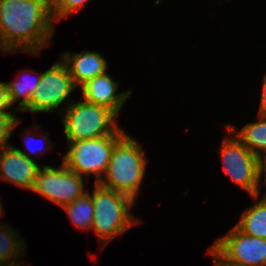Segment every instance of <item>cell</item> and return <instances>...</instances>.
Returning <instances> with one entry per match:
<instances>
[{"label": "cell", "mask_w": 266, "mask_h": 266, "mask_svg": "<svg viewBox=\"0 0 266 266\" xmlns=\"http://www.w3.org/2000/svg\"><path fill=\"white\" fill-rule=\"evenodd\" d=\"M262 95L260 102L259 114H266V74L264 75V79L262 82Z\"/></svg>", "instance_id": "cell-22"}, {"label": "cell", "mask_w": 266, "mask_h": 266, "mask_svg": "<svg viewBox=\"0 0 266 266\" xmlns=\"http://www.w3.org/2000/svg\"><path fill=\"white\" fill-rule=\"evenodd\" d=\"M3 206H2V204H1V201H0V217L3 215Z\"/></svg>", "instance_id": "cell-25"}, {"label": "cell", "mask_w": 266, "mask_h": 266, "mask_svg": "<svg viewBox=\"0 0 266 266\" xmlns=\"http://www.w3.org/2000/svg\"><path fill=\"white\" fill-rule=\"evenodd\" d=\"M66 103L62 119L67 142L113 135L119 129L116 115L106 107L85 100L75 103L68 100Z\"/></svg>", "instance_id": "cell-4"}, {"label": "cell", "mask_w": 266, "mask_h": 266, "mask_svg": "<svg viewBox=\"0 0 266 266\" xmlns=\"http://www.w3.org/2000/svg\"><path fill=\"white\" fill-rule=\"evenodd\" d=\"M89 0H50V10L54 21L74 14Z\"/></svg>", "instance_id": "cell-18"}, {"label": "cell", "mask_w": 266, "mask_h": 266, "mask_svg": "<svg viewBox=\"0 0 266 266\" xmlns=\"http://www.w3.org/2000/svg\"><path fill=\"white\" fill-rule=\"evenodd\" d=\"M39 168L34 158L21 149L12 145L0 148V179L31 190Z\"/></svg>", "instance_id": "cell-10"}, {"label": "cell", "mask_w": 266, "mask_h": 266, "mask_svg": "<svg viewBox=\"0 0 266 266\" xmlns=\"http://www.w3.org/2000/svg\"><path fill=\"white\" fill-rule=\"evenodd\" d=\"M61 164L60 168L50 165L39 168L30 191L62 207L85 192L83 176L71 171L63 162Z\"/></svg>", "instance_id": "cell-8"}, {"label": "cell", "mask_w": 266, "mask_h": 266, "mask_svg": "<svg viewBox=\"0 0 266 266\" xmlns=\"http://www.w3.org/2000/svg\"><path fill=\"white\" fill-rule=\"evenodd\" d=\"M220 154L227 175L255 200L260 195L259 158L252 154L236 136H225Z\"/></svg>", "instance_id": "cell-6"}, {"label": "cell", "mask_w": 266, "mask_h": 266, "mask_svg": "<svg viewBox=\"0 0 266 266\" xmlns=\"http://www.w3.org/2000/svg\"><path fill=\"white\" fill-rule=\"evenodd\" d=\"M76 88L65 64L59 59L45 72L41 73L38 87L32 95L30 104L22 112H51L63 104Z\"/></svg>", "instance_id": "cell-9"}, {"label": "cell", "mask_w": 266, "mask_h": 266, "mask_svg": "<svg viewBox=\"0 0 266 266\" xmlns=\"http://www.w3.org/2000/svg\"><path fill=\"white\" fill-rule=\"evenodd\" d=\"M11 107L7 85L4 82H0V113H12L11 111L7 112V110Z\"/></svg>", "instance_id": "cell-20"}, {"label": "cell", "mask_w": 266, "mask_h": 266, "mask_svg": "<svg viewBox=\"0 0 266 266\" xmlns=\"http://www.w3.org/2000/svg\"><path fill=\"white\" fill-rule=\"evenodd\" d=\"M18 124L19 120L16 115L0 113V148L7 146V141Z\"/></svg>", "instance_id": "cell-19"}, {"label": "cell", "mask_w": 266, "mask_h": 266, "mask_svg": "<svg viewBox=\"0 0 266 266\" xmlns=\"http://www.w3.org/2000/svg\"><path fill=\"white\" fill-rule=\"evenodd\" d=\"M124 134L119 128L113 135L67 142L68 152L62 157V162L80 176L94 174L95 183H99L103 177L101 173L106 172L115 143Z\"/></svg>", "instance_id": "cell-5"}, {"label": "cell", "mask_w": 266, "mask_h": 266, "mask_svg": "<svg viewBox=\"0 0 266 266\" xmlns=\"http://www.w3.org/2000/svg\"><path fill=\"white\" fill-rule=\"evenodd\" d=\"M31 137H29V135H28V138H27V140H29ZM32 139V138H31ZM43 141V143H44V146L43 147H39V148H37L36 150H34L33 148L32 149H30V147L31 146H29V142L27 141H25V144H26V146L25 147H27V149H29V150H27V151H29L30 152V154L31 153H33V154H37V155H39V157L41 156V155H43L44 153L43 152H45L46 150L47 151H49L50 150V147H52L51 145H47V143L49 144V142H50V139L49 140H47L48 139V137H42L41 138ZM45 140H47V141H45ZM45 141V142H44ZM45 147V148H44ZM45 150V151H44Z\"/></svg>", "instance_id": "cell-21"}, {"label": "cell", "mask_w": 266, "mask_h": 266, "mask_svg": "<svg viewBox=\"0 0 266 266\" xmlns=\"http://www.w3.org/2000/svg\"><path fill=\"white\" fill-rule=\"evenodd\" d=\"M118 87V83L106 72L87 81L80 89L85 101L106 107L117 116L132 94L131 91L117 93Z\"/></svg>", "instance_id": "cell-11"}, {"label": "cell", "mask_w": 266, "mask_h": 266, "mask_svg": "<svg viewBox=\"0 0 266 266\" xmlns=\"http://www.w3.org/2000/svg\"><path fill=\"white\" fill-rule=\"evenodd\" d=\"M226 128L259 159L266 156V114H259L258 121L246 124L239 132L230 124Z\"/></svg>", "instance_id": "cell-13"}, {"label": "cell", "mask_w": 266, "mask_h": 266, "mask_svg": "<svg viewBox=\"0 0 266 266\" xmlns=\"http://www.w3.org/2000/svg\"><path fill=\"white\" fill-rule=\"evenodd\" d=\"M235 225L241 232L257 238L266 239V198L246 209Z\"/></svg>", "instance_id": "cell-14"}, {"label": "cell", "mask_w": 266, "mask_h": 266, "mask_svg": "<svg viewBox=\"0 0 266 266\" xmlns=\"http://www.w3.org/2000/svg\"><path fill=\"white\" fill-rule=\"evenodd\" d=\"M92 196L94 215L91 229L95 231L100 245L109 241L118 234H123L132 225L139 223V219L133 218L129 209L135 202L118 191L105 188L94 183Z\"/></svg>", "instance_id": "cell-3"}, {"label": "cell", "mask_w": 266, "mask_h": 266, "mask_svg": "<svg viewBox=\"0 0 266 266\" xmlns=\"http://www.w3.org/2000/svg\"><path fill=\"white\" fill-rule=\"evenodd\" d=\"M50 0H0V51L40 54L55 32Z\"/></svg>", "instance_id": "cell-1"}, {"label": "cell", "mask_w": 266, "mask_h": 266, "mask_svg": "<svg viewBox=\"0 0 266 266\" xmlns=\"http://www.w3.org/2000/svg\"><path fill=\"white\" fill-rule=\"evenodd\" d=\"M60 60L67 67L76 87H81L87 81L107 72V61L98 52L71 54L67 51L62 53Z\"/></svg>", "instance_id": "cell-12"}, {"label": "cell", "mask_w": 266, "mask_h": 266, "mask_svg": "<svg viewBox=\"0 0 266 266\" xmlns=\"http://www.w3.org/2000/svg\"><path fill=\"white\" fill-rule=\"evenodd\" d=\"M71 221L79 228L90 230L93 222L94 207L91 194L85 191L68 205L62 206Z\"/></svg>", "instance_id": "cell-16"}, {"label": "cell", "mask_w": 266, "mask_h": 266, "mask_svg": "<svg viewBox=\"0 0 266 266\" xmlns=\"http://www.w3.org/2000/svg\"><path fill=\"white\" fill-rule=\"evenodd\" d=\"M146 163L142 145L125 133L115 143L105 177L98 184L127 195L135 202L146 172Z\"/></svg>", "instance_id": "cell-2"}, {"label": "cell", "mask_w": 266, "mask_h": 266, "mask_svg": "<svg viewBox=\"0 0 266 266\" xmlns=\"http://www.w3.org/2000/svg\"><path fill=\"white\" fill-rule=\"evenodd\" d=\"M17 234L8 226H0V266H20L17 260L13 262L12 259L23 256L26 245Z\"/></svg>", "instance_id": "cell-15"}, {"label": "cell", "mask_w": 266, "mask_h": 266, "mask_svg": "<svg viewBox=\"0 0 266 266\" xmlns=\"http://www.w3.org/2000/svg\"><path fill=\"white\" fill-rule=\"evenodd\" d=\"M209 250L227 266H266V239L247 235L236 226Z\"/></svg>", "instance_id": "cell-7"}, {"label": "cell", "mask_w": 266, "mask_h": 266, "mask_svg": "<svg viewBox=\"0 0 266 266\" xmlns=\"http://www.w3.org/2000/svg\"><path fill=\"white\" fill-rule=\"evenodd\" d=\"M27 76V75H26ZM21 81L15 82H6L8 97L11 106H13L19 99L21 100L17 106V110L15 109L12 112H22L29 104L32 98V95L36 91L38 87V83L41 79V74L36 76V78L31 77H23L21 76ZM26 78V79H25ZM28 79V80H27Z\"/></svg>", "instance_id": "cell-17"}, {"label": "cell", "mask_w": 266, "mask_h": 266, "mask_svg": "<svg viewBox=\"0 0 266 266\" xmlns=\"http://www.w3.org/2000/svg\"><path fill=\"white\" fill-rule=\"evenodd\" d=\"M263 174H265L264 175V182H265V184H266V156L265 157H262V158H260V160H259V179H262L261 177H262V175ZM265 195L263 196V197H265L266 198V193H264Z\"/></svg>", "instance_id": "cell-23"}, {"label": "cell", "mask_w": 266, "mask_h": 266, "mask_svg": "<svg viewBox=\"0 0 266 266\" xmlns=\"http://www.w3.org/2000/svg\"><path fill=\"white\" fill-rule=\"evenodd\" d=\"M208 254L210 256L214 257V260H213L214 266H227L224 263H222L210 250H209V252H207L206 255H208Z\"/></svg>", "instance_id": "cell-24"}]
</instances>
